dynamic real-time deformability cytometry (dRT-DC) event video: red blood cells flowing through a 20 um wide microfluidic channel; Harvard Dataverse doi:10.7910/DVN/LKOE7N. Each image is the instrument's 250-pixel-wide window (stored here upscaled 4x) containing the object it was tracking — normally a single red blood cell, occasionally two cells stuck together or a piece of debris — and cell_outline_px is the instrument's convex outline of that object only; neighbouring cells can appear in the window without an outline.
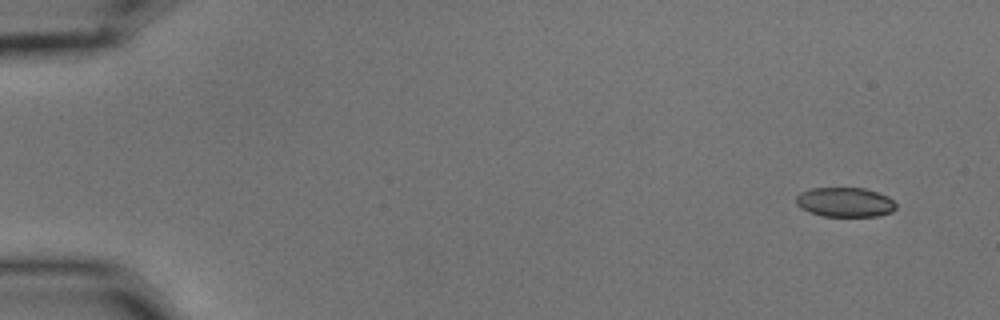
{"species": "common noctule bat (a hibernating species)", "species_latin": "Nyctalus noctula", "temperature_condition": "cold", "stored_images_in_passage": 4, "camera_frame_rate_fps": 3000, "um_per_image_px": 0.085, "animal": {"sex": "male", "body_mass_g": 15.6}, "frame": {"image": 1, "passage_image": 1, "time_ms": 0.0, "image_size_px": [1000, 320], "cell_outline_px": [[896, 208], [892, 212], [876, 216], [820, 216], [808, 212], [800, 208], [796, 204], [796, 196], [800, 192], [812, 188], [864, 188], [888, 196], [896, 204]], "centroid_in_image_um": [71.79, 17.19], "position_along_channel_um": 13.2, "area_um2": 17.28}}
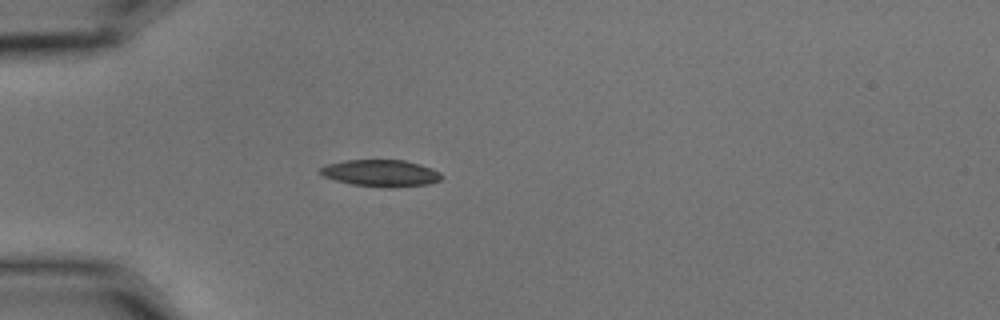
{"frame": {"image": 2, "passage_image": 4, "time_ms": 1.0, "image_size_px": [1000, 320], "cell_outline_px": [[444, 176], [440, 180], [428, 184], [388, 188], [352, 184], [336, 180], [324, 176], [320, 172], [320, 168], [328, 164], [344, 160], [404, 160], [420, 164], [432, 168], [440, 172]], "centroid_in_image_um": [32.41, 14.71], "position_along_channel_um": 52.6, "area_um2": 18.9}}